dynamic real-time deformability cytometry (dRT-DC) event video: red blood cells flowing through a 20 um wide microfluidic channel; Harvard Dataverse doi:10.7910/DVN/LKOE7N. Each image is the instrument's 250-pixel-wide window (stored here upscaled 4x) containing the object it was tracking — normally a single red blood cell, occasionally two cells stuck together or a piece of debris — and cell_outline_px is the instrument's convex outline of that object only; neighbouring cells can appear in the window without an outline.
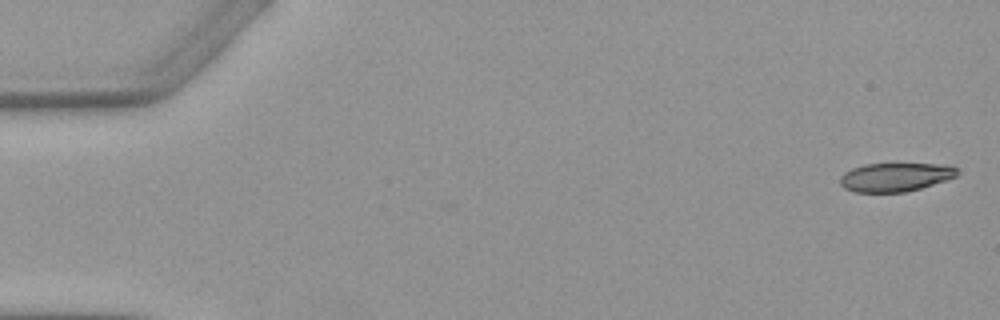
{"species": "Egyptian fruit bat (a non-hibernating species)", "species_latin": "Rousettus aegyptiacus", "temperature_condition": "warm", "stored_images_in_passage": 5, "camera_frame_rate_fps": 3000, "um_per_image_px": 0.085, "animal": {"sex": "female"}, "frame": {"image": 1, "passage_image": 1, "time_ms": 0.0, "image_size_px": [1000, 320], "cell_outline_px": [[960, 172], [956, 176], [920, 188], [904, 192], [856, 192], [844, 188], [840, 184], [840, 176], [844, 172], [852, 168], [864, 164], [944, 164], [960, 168]], "centroid_in_image_um": [76.1, 15.04], "position_along_channel_um": 8.9, "area_um2": 19.54}}
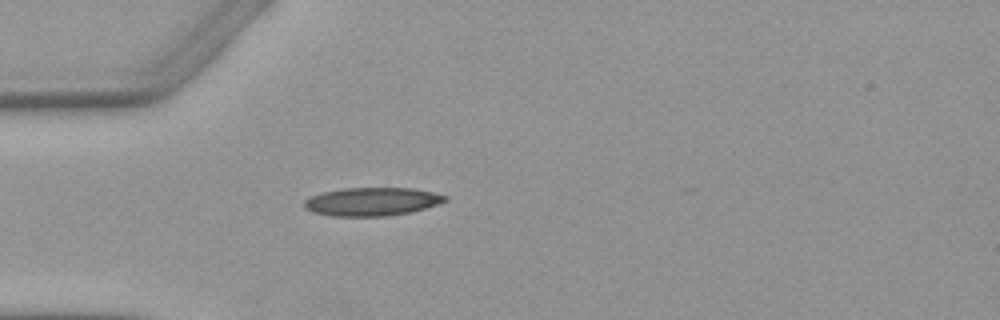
{"frame": {"image": 2, "passage_image": 5, "time_ms": 4.667, "image_size_px": [1000, 320], "cell_outline_px": [[448, 200], [440, 204], [412, 212], [388, 216], [332, 216], [312, 212], [304, 208], [304, 200], [312, 196], [324, 192], [344, 188], [412, 188], [432, 192], [448, 196]], "centroid_in_image_um": [31.65, 17.14], "position_along_channel_um": 53.4, "area_um2": 23.35}}